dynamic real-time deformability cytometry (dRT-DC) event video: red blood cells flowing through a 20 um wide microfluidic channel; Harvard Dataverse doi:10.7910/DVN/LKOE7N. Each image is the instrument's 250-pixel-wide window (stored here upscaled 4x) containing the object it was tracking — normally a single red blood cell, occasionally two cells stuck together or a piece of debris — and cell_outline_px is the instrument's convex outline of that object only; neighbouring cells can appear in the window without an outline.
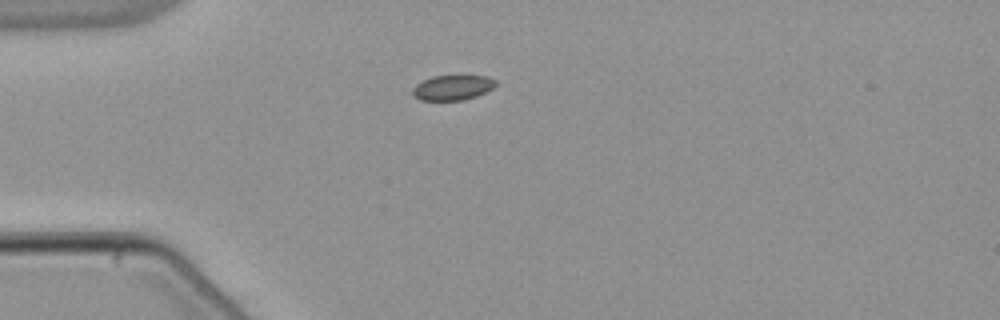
{"species": "common noctule bat (a hibernating species)", "species_latin": "Nyctalus noctula", "temperature_condition": "warm", "stored_images_in_passage": 40, "camera_frame_rate_fps": 3000, "um_per_image_px": 0.085, "animal": {"sex": "male", "body_mass_g": 21.5, "forearm_length_mm": 52.0}, "frame": {"image": 1, "passage_image": 1, "time_ms": 0.0, "image_size_px": [1000, 320], "cell_outline_px": [[496, 84], [492, 88], [476, 96], [464, 100], [420, 100], [412, 96], [412, 88], [416, 84], [432, 76], [488, 76], [496, 80]], "centroid_in_image_um": [38.44, 7.45], "position_along_channel_um": 46.6, "area_um2": 12.08}}
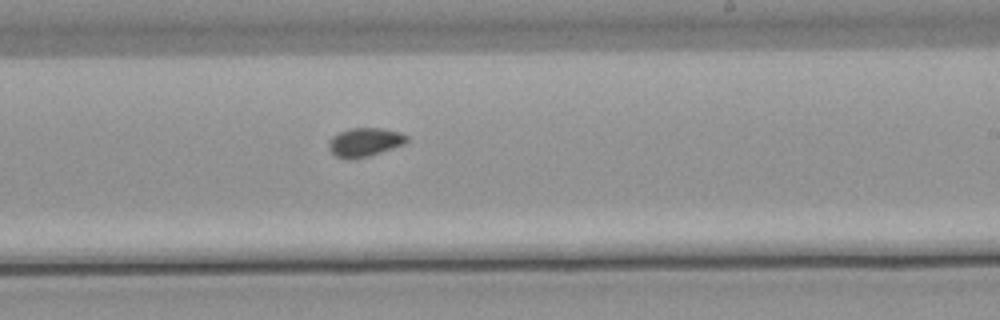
{"frame": {"image": 2, "passage_image": 19, "time_ms": 6.0, "image_size_px": [1000, 320], "cell_outline_px": [[408, 140], [404, 144], [368, 156], [348, 160], [336, 156], [328, 148], [328, 140], [332, 136], [340, 132], [352, 128], [384, 128], [400, 132], [408, 136]], "centroid_in_image_um": [30.99, 12.08], "position_along_channel_um": 258.0, "area_um2": 13.06}}
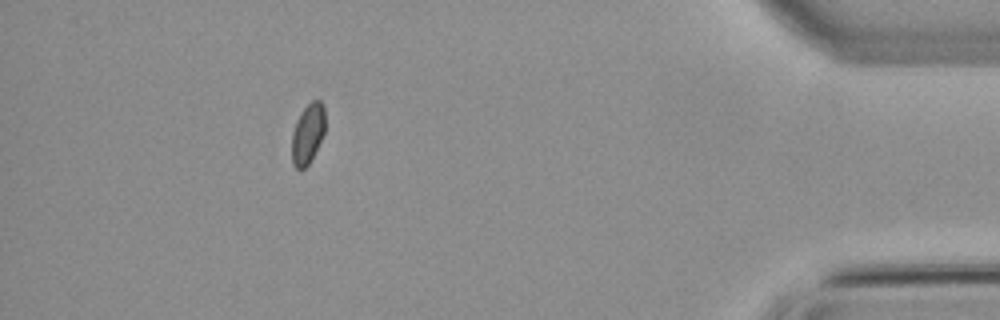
{"frame": {"image": 3, "passage_image": 35, "time_ms": 11.333, "image_size_px": [1000, 320], "cell_outline_px": [[324, 132], [308, 164], [300, 172], [292, 164], [292, 132], [300, 112], [312, 100], [320, 100], [324, 104]], "centroid_in_image_um": [26.13, 11.36], "position_along_channel_um": 409.1, "area_um2": 11.56}, "authors_computed_cell_mechanics": {"area_um2": 12.4559, "velocity_mm_per_s": 3.8424, "shape_relaxation_time_tau1_ms": null, "shape_relaxation_time_tau2_ms": 2.5707, "deformation_change_tau1": null, "deformation_change_tau2": 0.052}}